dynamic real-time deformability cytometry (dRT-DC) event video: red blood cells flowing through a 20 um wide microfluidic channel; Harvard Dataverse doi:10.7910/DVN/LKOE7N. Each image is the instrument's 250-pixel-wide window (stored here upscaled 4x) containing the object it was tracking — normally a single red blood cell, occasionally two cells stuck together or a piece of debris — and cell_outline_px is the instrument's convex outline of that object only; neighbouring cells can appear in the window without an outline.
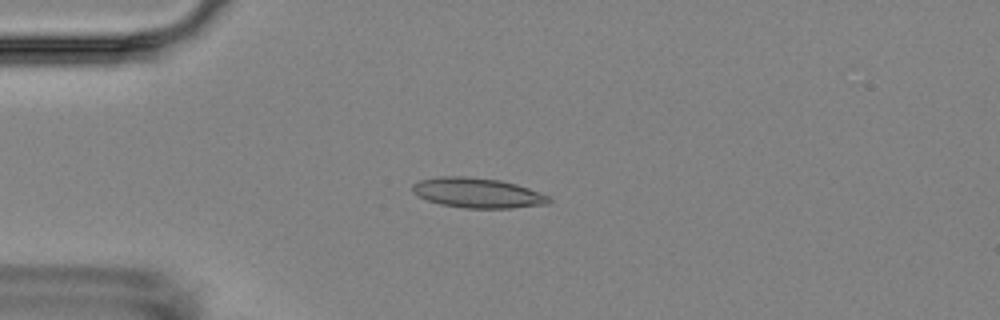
{"species": "Egyptian fruit bat (a non-hibernating species)", "species_latin": "Rousettus aegyptiacus", "temperature_condition": "room temperature", "stored_images_in_passage": 13, "camera_frame_rate_fps": 3000, "um_per_image_px": 0.085, "animal": {"sex": "female"}, "frame": {"image": 1, "passage_image": 3, "time_ms": 3.333, "image_size_px": [1000, 320], "cell_outline_px": [[552, 200], [548, 204], [512, 208], [464, 208], [440, 204], [416, 196], [412, 192], [412, 184], [420, 180], [440, 176], [468, 176], [500, 180], [516, 184], [528, 188], [548, 196]], "centroid_in_image_um": [40.56, 16.39], "position_along_channel_um": 44.4, "area_um2": 23.93}}
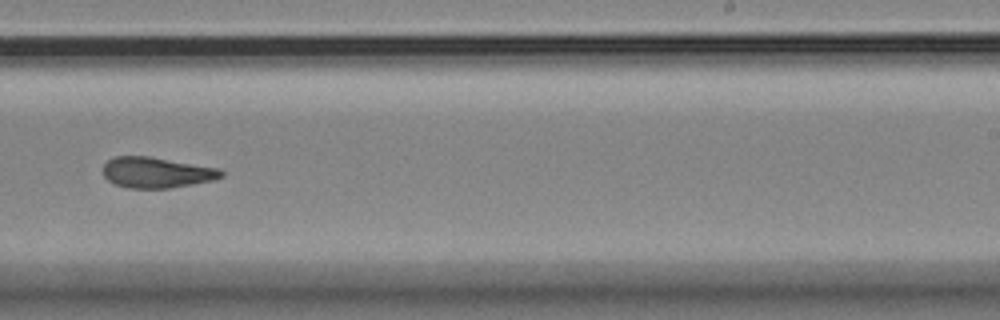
{"frame": {"image": 2, "passage_image": 9, "time_ms": 10.333, "image_size_px": [1000, 320], "cell_outline_px": [[224, 176], [216, 180], [172, 188], [128, 188], [116, 184], [108, 180], [104, 176], [104, 164], [108, 160], [116, 156], [148, 156], [220, 168], [224, 172]], "centroid_in_image_um": [13.36, 14.67], "position_along_channel_um": 275.6, "area_um2": 21.27}}
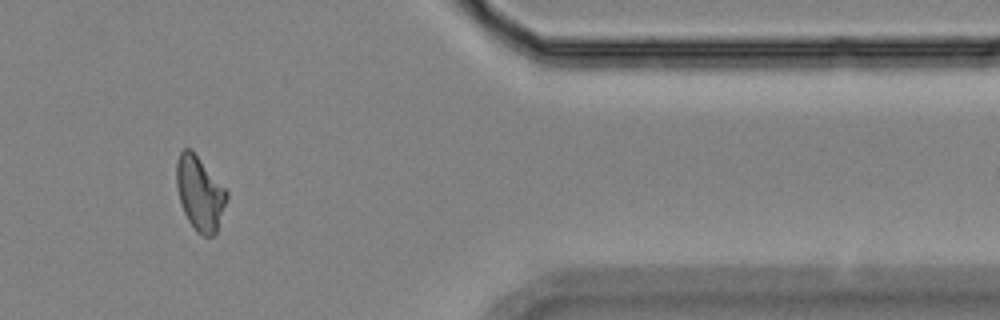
{"frame": {"image": 3, "passage_image": 12, "time_ms": 14.333, "image_size_px": [1000, 320], "cell_outline_px": [[228, 196], [216, 232], [212, 236], [204, 236], [196, 232], [188, 220], [184, 212], [180, 200], [176, 184], [176, 164], [180, 152], [184, 148], [192, 148], [228, 192]], "centroid_in_image_um": [16.97, 16.4], "position_along_channel_um": 394.4, "area_um2": 21.62}, "authors_computed_cell_mechanics": {"area_um2": 21.8484, "velocity_mm_per_s": 3.5904, "shape_relaxation_time_tau1_ms": null, "shape_relaxation_time_tau2_ms": 2.6988, "deformation_change_tau1": null, "deformation_change_tau2": 0.0855}}